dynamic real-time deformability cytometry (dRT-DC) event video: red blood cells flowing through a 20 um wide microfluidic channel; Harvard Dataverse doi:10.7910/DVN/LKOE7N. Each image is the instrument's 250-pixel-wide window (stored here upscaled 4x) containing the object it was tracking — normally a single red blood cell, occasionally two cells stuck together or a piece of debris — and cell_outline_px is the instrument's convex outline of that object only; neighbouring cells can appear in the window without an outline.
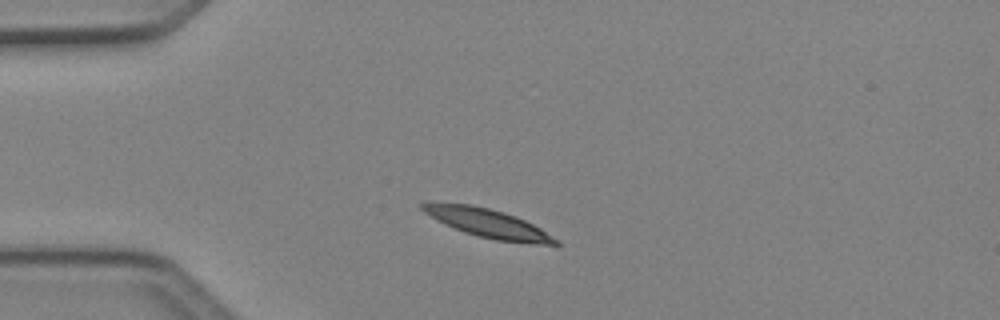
{"species": "Egyptian fruit bat (a non-hibernating species)", "species_latin": "Rousettus aegyptiacus", "temperature_condition": "cold", "stored_images_in_passage": 4, "camera_frame_rate_fps": 3000, "um_per_image_px": 0.085, "animal": {"sex": "female"}, "frame": {"image": 1, "passage_image": 3, "time_ms": 0.667, "image_size_px": [1000, 320], "cell_outline_px": [[560, 244], [556, 248], [496, 240], [464, 232], [436, 220], [424, 212], [420, 208], [420, 204], [472, 204], [504, 212], [516, 216], [540, 228], [560, 240]], "centroid_in_image_um": [41.66, 19.04], "position_along_channel_um": 43.3, "area_um2": 22.37}}